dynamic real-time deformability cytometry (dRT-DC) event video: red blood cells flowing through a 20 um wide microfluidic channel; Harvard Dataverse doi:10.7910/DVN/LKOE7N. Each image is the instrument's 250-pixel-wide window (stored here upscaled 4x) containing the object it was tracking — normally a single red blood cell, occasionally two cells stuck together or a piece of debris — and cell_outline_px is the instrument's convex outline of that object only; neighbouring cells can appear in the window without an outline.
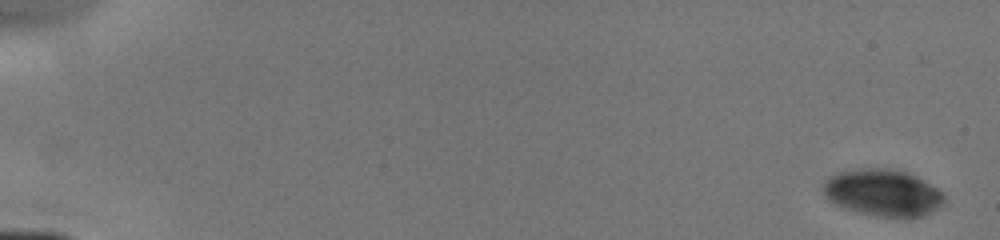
{"species": "human", "species_latin": "Homo sapiens", "temperature_condition": "cold", "stored_images_in_passage": 9, "camera_frame_rate_fps": 3000, "um_per_image_px": 0.085, "donor": {"sex": "male"}, "frame": {"image": 1, "passage_image": 1, "time_ms": 0.0, "image_size_px": [1000, 240], "cell_outline_px": [[944, 204], [932, 212], [924, 216], [880, 216], [860, 212], [844, 208], [828, 200], [824, 196], [824, 180], [840, 172], [860, 168], [888, 168], [904, 172], [916, 176], [936, 188], [944, 196]], "centroid_in_image_um": [75.03, 16.38], "position_along_channel_um": 10.0, "area_um2": 32.54}}
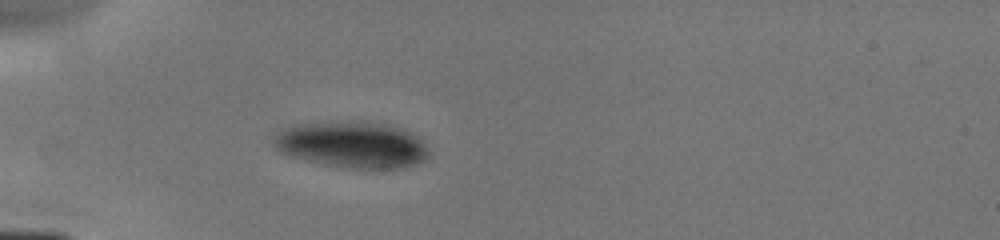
{"frame": {"image": 2, "passage_image": 6, "time_ms": 5.0, "image_size_px": [1000, 240], "cell_outline_px": [[428, 156], [424, 160], [400, 168], [352, 168], [324, 164], [288, 156], [280, 152], [272, 144], [272, 136], [276, 132], [292, 124], [360, 120], [364, 120], [388, 124], [412, 132], [424, 140], [428, 152]], "centroid_in_image_um": [29.89, 12.26], "position_along_channel_um": 55.1, "area_um2": 42.48}}
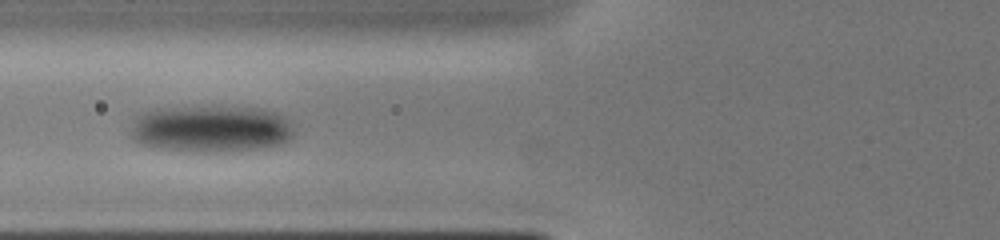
{"frame": {"image": 3, "passage_image": 8, "time_ms": 6.667, "image_size_px": [1000, 240], "cell_outline_px": [[292, 136], [288, 140], [280, 144], [256, 148], [228, 152], [204, 152], [156, 148], [140, 144], [132, 140], [132, 128], [136, 116], [144, 112], [156, 108], [220, 104], [264, 108], [280, 112], [288, 120], [292, 128]], "centroid_in_image_um": [17.94, 10.9], "position_along_channel_um": 107.9, "area_um2": 45.95}}